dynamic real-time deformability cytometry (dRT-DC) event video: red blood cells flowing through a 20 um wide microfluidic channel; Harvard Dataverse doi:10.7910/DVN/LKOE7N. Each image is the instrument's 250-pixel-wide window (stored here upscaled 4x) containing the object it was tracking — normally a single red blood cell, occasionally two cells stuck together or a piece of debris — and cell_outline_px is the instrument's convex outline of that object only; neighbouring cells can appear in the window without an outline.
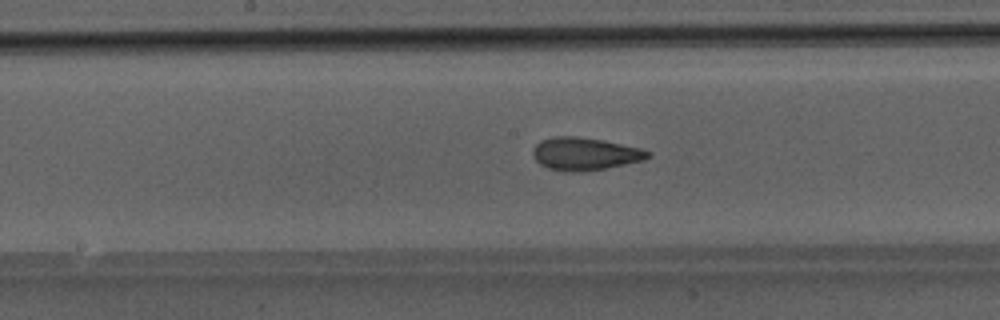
{"species": "Egyptian fruit bat (a non-hibernating species)", "species_latin": "Rousettus aegyptiacus", "temperature_condition": "room temperature", "stored_images_in_passage": 48, "camera_frame_rate_fps": 3000, "um_per_image_px": 0.085, "animal": {"sex": "male"}, "frame": {"image": 1, "passage_image": 25, "time_ms": 8.0, "image_size_px": [1000, 320], "cell_outline_px": [[652, 156], [644, 160], [608, 168], [576, 172], [572, 172], [548, 168], [540, 164], [536, 160], [532, 152], [532, 148], [540, 140], [552, 136], [576, 136], [604, 140], [640, 148], [652, 152]], "centroid_in_image_um": [49.73, 13.06], "position_along_channel_um": 198.5, "area_um2": 22.08}}
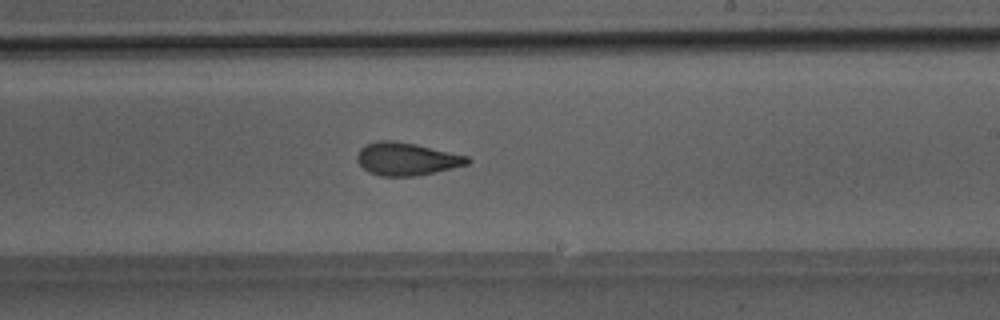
{"frame": {"image": 2, "passage_image": 29, "time_ms": 9.333, "image_size_px": [1000, 320], "cell_outline_px": [[472, 160], [468, 164], [452, 168], [412, 176], [380, 176], [368, 172], [356, 160], [356, 156], [360, 148], [364, 144], [376, 140], [392, 140], [416, 144], [468, 156]], "centroid_in_image_um": [34.52, 13.49], "position_along_channel_um": 254.5, "area_um2": 21.1}}
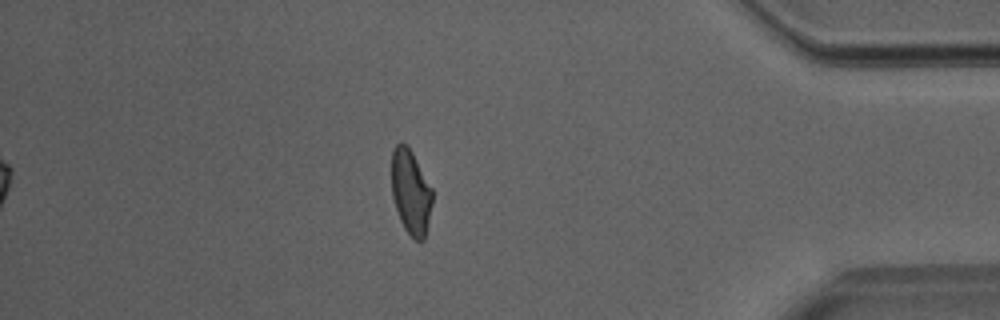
{"frame": {"image": 3, "passage_image": 42, "time_ms": 13.667, "image_size_px": [1000, 320], "cell_outline_px": [[432, 204], [424, 240], [416, 240], [404, 228], [400, 220], [392, 196], [392, 148], [400, 140], [408, 144], [432, 188]], "centroid_in_image_um": [34.91, 16.26], "position_along_channel_um": 400.3, "area_um2": 20.17}}